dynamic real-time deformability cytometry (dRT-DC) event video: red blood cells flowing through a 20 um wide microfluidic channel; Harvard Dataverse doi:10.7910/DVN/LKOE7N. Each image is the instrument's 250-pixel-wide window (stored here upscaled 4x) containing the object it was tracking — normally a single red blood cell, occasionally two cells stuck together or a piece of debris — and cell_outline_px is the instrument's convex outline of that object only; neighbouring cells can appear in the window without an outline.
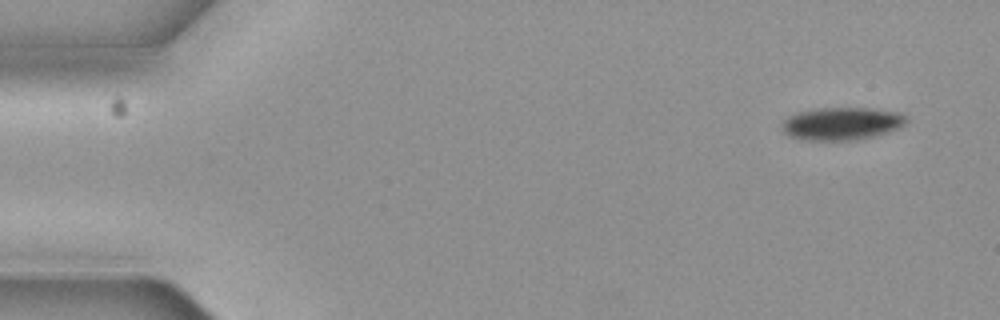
{"species": "common noctule bat (a hibernating species)", "species_latin": "Nyctalus noctula", "temperature_condition": "cold", "stored_images_in_passage": 6, "camera_frame_rate_fps": 3000, "um_per_image_px": 0.085, "animal": {"sex": "female", "body_mass_g": 19.3, "forearm_length_mm": 54.1}, "frame": {"image": 1, "passage_image": 1, "time_ms": 0.0, "image_size_px": [1000, 320], "cell_outline_px": [[908, 120], [900, 128], [876, 136], [856, 140], [804, 140], [788, 136], [784, 132], [780, 124], [788, 116], [796, 112], [816, 108], [868, 108], [900, 112]], "centroid_in_image_um": [71.53, 10.51], "position_along_channel_um": 13.5, "area_um2": 23.99}}
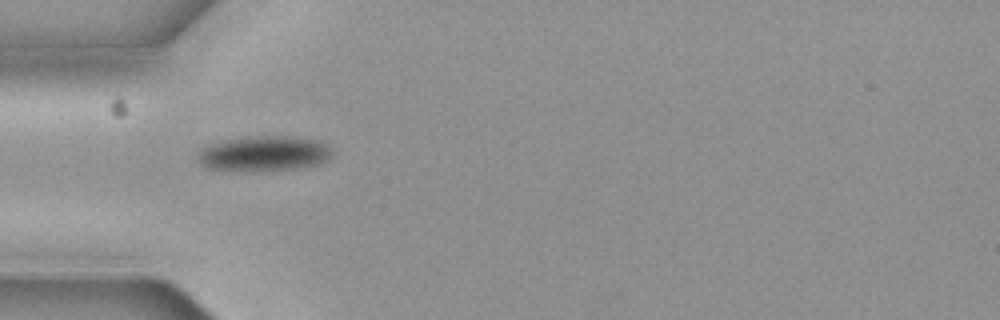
{"frame": {"image": 2, "passage_image": 5, "time_ms": 1.333, "image_size_px": [1000, 320], "cell_outline_px": [[332, 156], [328, 160], [320, 164], [296, 168], [244, 172], [208, 168], [200, 164], [200, 152], [208, 144], [224, 140], [256, 136], [292, 136], [316, 140], [332, 148]], "centroid_in_image_um": [22.47, 13.06], "position_along_channel_um": 62.5, "area_um2": 27.57}}
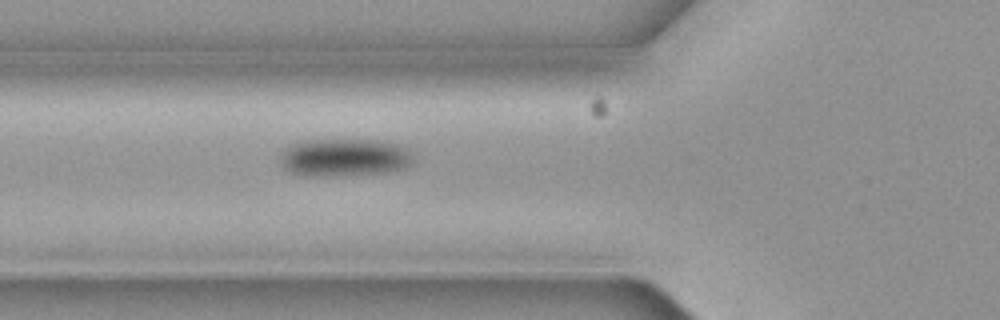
{"frame": {"image": 3, "passage_image": 6, "time_ms": 1.667, "image_size_px": [1000, 320], "cell_outline_px": [[412, 160], [408, 164], [400, 168], [380, 172], [332, 176], [304, 176], [288, 172], [280, 164], [280, 152], [288, 144], [304, 140], [376, 140], [396, 144], [408, 148]], "centroid_in_image_um": [29.13, 13.37], "position_along_channel_um": 96.7, "area_um2": 29.19}}